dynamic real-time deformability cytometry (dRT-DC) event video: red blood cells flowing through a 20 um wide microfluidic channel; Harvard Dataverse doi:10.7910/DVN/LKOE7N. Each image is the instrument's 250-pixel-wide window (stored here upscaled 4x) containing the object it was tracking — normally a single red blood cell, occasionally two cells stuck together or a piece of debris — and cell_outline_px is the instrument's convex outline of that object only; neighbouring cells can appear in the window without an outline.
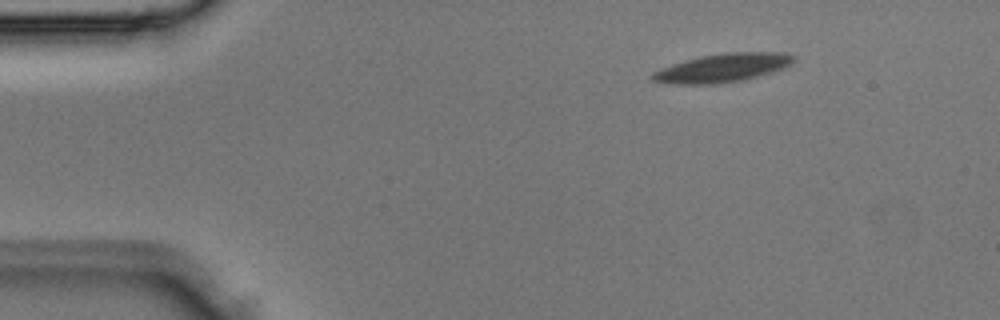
{"species": "Egyptian fruit bat (a non-hibernating species)", "species_latin": "Rousettus aegyptiacus", "temperature_condition": "room temperature", "stored_images_in_passage": 3, "camera_frame_rate_fps": 3000, "um_per_image_px": 0.085, "animal": {"sex": "male"}, "frame": {"image": 1, "passage_image": 1, "time_ms": 0.0, "image_size_px": [1000, 320], "cell_outline_px": [[796, 60], [792, 64], [784, 68], [772, 72], [740, 80], [716, 84], [664, 84], [652, 80], [648, 76], [652, 72], [660, 68], [672, 64], [700, 56], [724, 52], [784, 52], [796, 56]], "centroid_in_image_um": [61.4, 5.76], "position_along_channel_um": 23.6, "area_um2": 23.76}}